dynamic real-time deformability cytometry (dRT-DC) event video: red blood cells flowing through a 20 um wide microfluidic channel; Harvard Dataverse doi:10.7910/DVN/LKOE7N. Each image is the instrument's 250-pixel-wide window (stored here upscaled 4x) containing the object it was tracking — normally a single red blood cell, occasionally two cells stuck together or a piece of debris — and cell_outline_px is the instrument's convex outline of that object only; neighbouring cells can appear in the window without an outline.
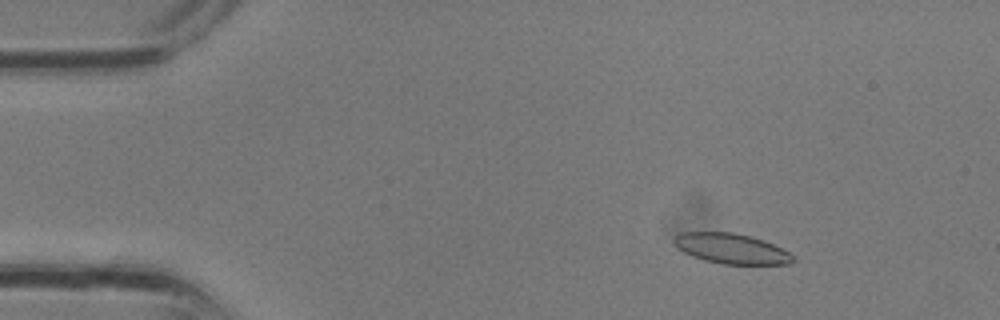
{"species": "common noctule bat (a hibernating species)", "species_latin": "Nyctalus noctula", "temperature_condition": "room temperature", "stored_images_in_passage": 32, "camera_frame_rate_fps": 3000, "um_per_image_px": 0.085, "animal": {"sex": "male", "body_mass_g": 13.3}, "frame": {"image": 1, "passage_image": 4, "time_ms": 1.0, "image_size_px": [1000, 320], "cell_outline_px": [[796, 260], [792, 264], [720, 264], [704, 260], [692, 256], [684, 252], [672, 240], [680, 232], [732, 232], [748, 236], [772, 244], [788, 252]], "centroid_in_image_um": [62.15, 21.14], "position_along_channel_um": 22.8, "area_um2": 20.63}}
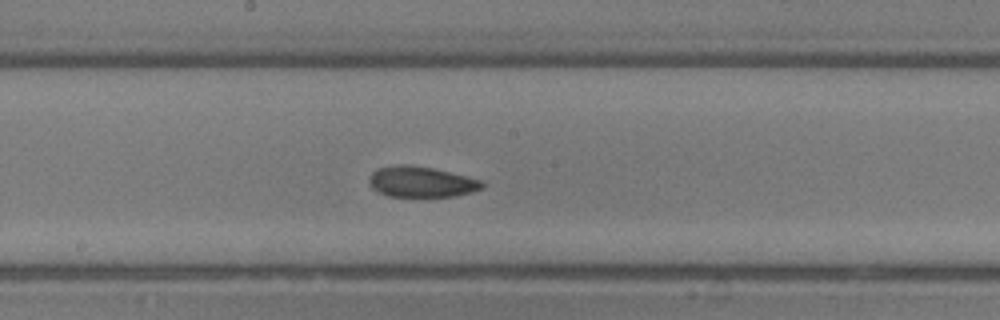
{"frame": {"image": 2, "passage_image": 17, "time_ms": 5.333, "image_size_px": [1000, 320], "cell_outline_px": [[484, 188], [472, 192], [456, 196], [424, 200], [388, 196], [372, 188], [368, 184], [368, 176], [372, 172], [380, 168], [396, 164], [408, 164], [432, 168], [484, 180]], "centroid_in_image_um": [35.82, 15.51], "position_along_channel_um": 212.4, "area_um2": 21.33}}
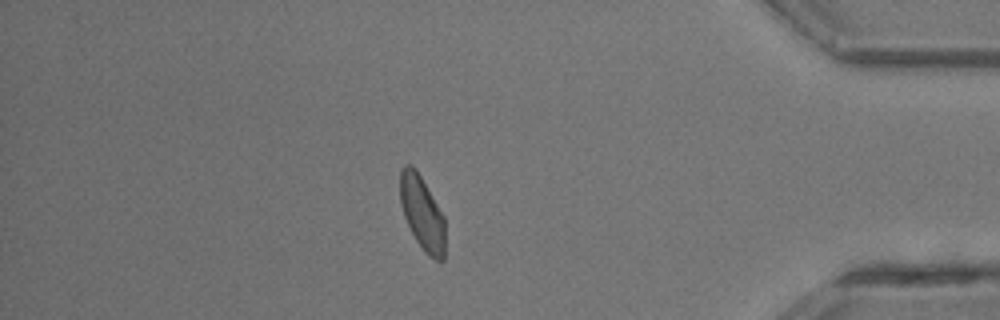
{"frame": {"image": 3, "passage_image": 28, "time_ms": 9.0, "image_size_px": [1000, 320], "cell_outline_px": [[444, 260], [436, 260], [428, 256], [424, 252], [416, 240], [404, 216], [400, 204], [400, 168], [404, 164], [412, 164], [416, 168], [444, 216]], "centroid_in_image_um": [35.86, 18.08], "position_along_channel_um": 399.3, "area_um2": 19.42}}